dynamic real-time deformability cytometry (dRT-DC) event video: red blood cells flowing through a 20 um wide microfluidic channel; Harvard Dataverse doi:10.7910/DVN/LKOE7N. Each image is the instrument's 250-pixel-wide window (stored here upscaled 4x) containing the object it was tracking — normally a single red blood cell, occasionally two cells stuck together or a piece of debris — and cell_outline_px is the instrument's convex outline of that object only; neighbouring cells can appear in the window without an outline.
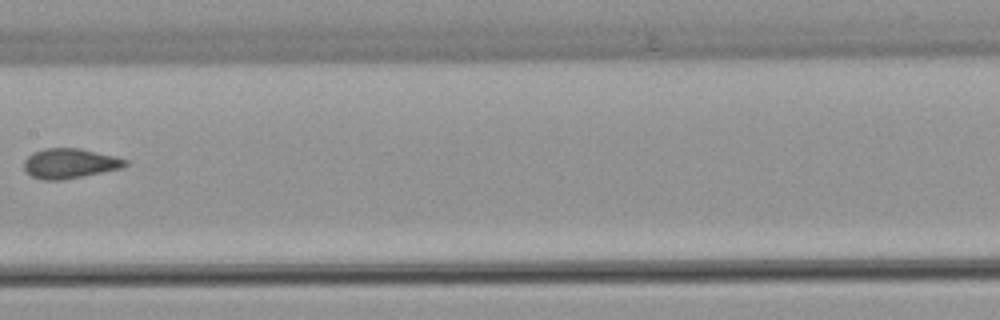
{"species": "common noctule bat (a hibernating species)", "species_latin": "Nyctalus noctula", "temperature_condition": "warm", "stored_images_in_passage": 7, "camera_frame_rate_fps": 3000, "um_per_image_px": 0.085, "animal": {"sex": "female", "body_mass_g": 22.7, "forearm_length_mm": 54.2}, "frame": {"image": 1, "passage_image": 7, "time_ms": 2.0, "image_size_px": [1000, 320], "cell_outline_px": [[128, 164], [120, 168], [60, 180], [44, 180], [32, 176], [24, 172], [24, 160], [32, 152], [44, 148], [80, 148], [128, 160]], "centroid_in_image_um": [5.86, 13.88], "position_along_channel_um": 201.5, "area_um2": 17.4}}